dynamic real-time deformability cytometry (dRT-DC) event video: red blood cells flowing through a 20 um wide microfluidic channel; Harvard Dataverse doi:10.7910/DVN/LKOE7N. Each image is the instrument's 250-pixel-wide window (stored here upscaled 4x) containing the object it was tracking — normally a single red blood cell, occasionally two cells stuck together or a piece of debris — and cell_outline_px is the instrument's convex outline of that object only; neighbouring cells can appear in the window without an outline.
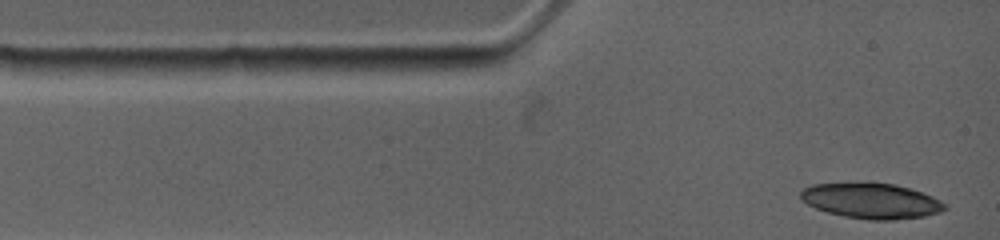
{"species": "common noctule bat (a hibernating species)", "species_latin": "Nyctalus noctula", "temperature_condition": "warm", "stored_images_in_passage": 3, "camera_frame_rate_fps": 4500, "um_per_image_px": 0.085, "animal": {"sex": "female", "body_mass_g": 19.0, "forearm_length_mm": 53.3}, "frame": {"image": 1, "passage_image": 1, "time_ms": 0.0, "image_size_px": [1000, 240], "cell_outline_px": [[948, 208], [940, 212], [924, 216], [896, 220], [868, 220], [844, 216], [828, 212], [816, 208], [800, 200], [800, 192], [804, 188], [812, 184], [868, 180], [896, 184], [912, 188], [932, 196], [940, 200]], "centroid_in_image_um": [74.04, 17.03], "position_along_channel_um": 11.0, "area_um2": 30.63}}